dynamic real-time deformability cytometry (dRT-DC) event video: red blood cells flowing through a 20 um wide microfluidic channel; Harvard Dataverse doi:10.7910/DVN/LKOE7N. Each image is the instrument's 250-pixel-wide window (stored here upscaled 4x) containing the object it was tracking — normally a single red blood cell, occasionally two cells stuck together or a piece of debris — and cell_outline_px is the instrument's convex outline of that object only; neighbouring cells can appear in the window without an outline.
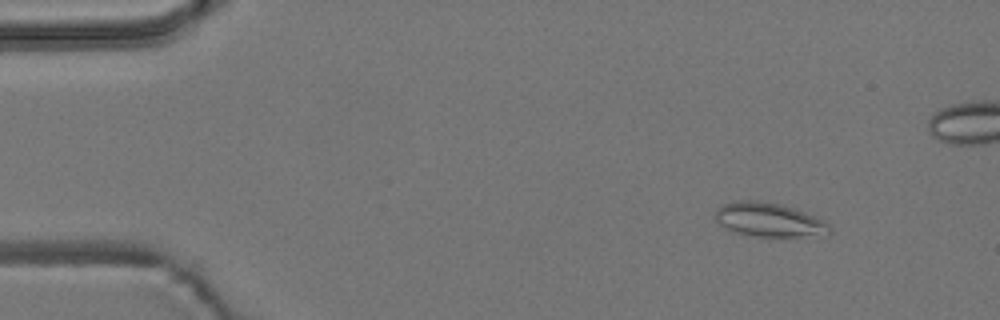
{"species": "common noctule bat (a hibernating species)", "species_latin": "Nyctalus noctula", "temperature_condition": "room temperature", "stored_images_in_passage": 5, "camera_frame_rate_fps": 3000, "um_per_image_px": 0.085, "animal": {"sex": "male", "body_mass_g": 19.2, "forearm_length_mm": 51.8}, "frame": {"image": 1, "passage_image": 2, "time_ms": 1.0, "image_size_px": [1000, 320], "cell_outline_px": [[832, 232], [824, 236], [748, 236], [732, 232], [724, 228], [712, 216], [716, 208], [720, 204], [736, 200], [760, 200], [780, 204], [816, 216], [824, 220], [832, 228]], "centroid_in_image_um": [65.32, 18.68], "position_along_channel_um": 19.7, "area_um2": 23.24}}